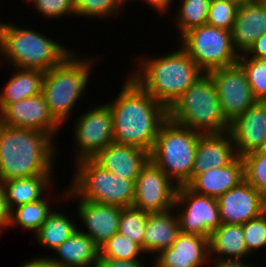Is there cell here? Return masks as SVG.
<instances>
[{
    "label": "cell",
    "instance_id": "1",
    "mask_svg": "<svg viewBox=\"0 0 266 267\" xmlns=\"http://www.w3.org/2000/svg\"><path fill=\"white\" fill-rule=\"evenodd\" d=\"M114 101L107 102L113 117V140L151 153L168 109L131 77L124 80Z\"/></svg>",
    "mask_w": 266,
    "mask_h": 267
},
{
    "label": "cell",
    "instance_id": "2",
    "mask_svg": "<svg viewBox=\"0 0 266 267\" xmlns=\"http://www.w3.org/2000/svg\"><path fill=\"white\" fill-rule=\"evenodd\" d=\"M50 135L0 124V182L52 174L57 152Z\"/></svg>",
    "mask_w": 266,
    "mask_h": 267
},
{
    "label": "cell",
    "instance_id": "3",
    "mask_svg": "<svg viewBox=\"0 0 266 267\" xmlns=\"http://www.w3.org/2000/svg\"><path fill=\"white\" fill-rule=\"evenodd\" d=\"M156 56L142 57L129 77L169 109L204 72L181 47Z\"/></svg>",
    "mask_w": 266,
    "mask_h": 267
},
{
    "label": "cell",
    "instance_id": "4",
    "mask_svg": "<svg viewBox=\"0 0 266 267\" xmlns=\"http://www.w3.org/2000/svg\"><path fill=\"white\" fill-rule=\"evenodd\" d=\"M73 51L37 30L0 21V59L10 67L46 72Z\"/></svg>",
    "mask_w": 266,
    "mask_h": 267
},
{
    "label": "cell",
    "instance_id": "5",
    "mask_svg": "<svg viewBox=\"0 0 266 267\" xmlns=\"http://www.w3.org/2000/svg\"><path fill=\"white\" fill-rule=\"evenodd\" d=\"M77 55L73 51L59 65L44 72L42 94L51 114L62 126L84 95L94 69L95 59Z\"/></svg>",
    "mask_w": 266,
    "mask_h": 267
},
{
    "label": "cell",
    "instance_id": "6",
    "mask_svg": "<svg viewBox=\"0 0 266 267\" xmlns=\"http://www.w3.org/2000/svg\"><path fill=\"white\" fill-rule=\"evenodd\" d=\"M74 165L73 181L63 190L62 200L74 198L121 208L133 206L136 180H125L93 159H83Z\"/></svg>",
    "mask_w": 266,
    "mask_h": 267
},
{
    "label": "cell",
    "instance_id": "7",
    "mask_svg": "<svg viewBox=\"0 0 266 267\" xmlns=\"http://www.w3.org/2000/svg\"><path fill=\"white\" fill-rule=\"evenodd\" d=\"M168 118L201 134L229 131L212 78L204 73L168 109Z\"/></svg>",
    "mask_w": 266,
    "mask_h": 267
},
{
    "label": "cell",
    "instance_id": "8",
    "mask_svg": "<svg viewBox=\"0 0 266 267\" xmlns=\"http://www.w3.org/2000/svg\"><path fill=\"white\" fill-rule=\"evenodd\" d=\"M200 134L169 118L159 129L150 160L177 186L186 185L192 178Z\"/></svg>",
    "mask_w": 266,
    "mask_h": 267
},
{
    "label": "cell",
    "instance_id": "9",
    "mask_svg": "<svg viewBox=\"0 0 266 267\" xmlns=\"http://www.w3.org/2000/svg\"><path fill=\"white\" fill-rule=\"evenodd\" d=\"M180 37V47L204 73L238 62L239 53L233 47L231 31L204 24Z\"/></svg>",
    "mask_w": 266,
    "mask_h": 267
},
{
    "label": "cell",
    "instance_id": "10",
    "mask_svg": "<svg viewBox=\"0 0 266 267\" xmlns=\"http://www.w3.org/2000/svg\"><path fill=\"white\" fill-rule=\"evenodd\" d=\"M173 209L181 233L210 238L211 233L221 225L217 199L195 193L186 185L178 186Z\"/></svg>",
    "mask_w": 266,
    "mask_h": 267
},
{
    "label": "cell",
    "instance_id": "11",
    "mask_svg": "<svg viewBox=\"0 0 266 267\" xmlns=\"http://www.w3.org/2000/svg\"><path fill=\"white\" fill-rule=\"evenodd\" d=\"M79 115L74 126V139L76 144V155L74 159L78 162L83 159L94 158L113 140V117L109 105L104 103L97 107L88 109Z\"/></svg>",
    "mask_w": 266,
    "mask_h": 267
},
{
    "label": "cell",
    "instance_id": "12",
    "mask_svg": "<svg viewBox=\"0 0 266 267\" xmlns=\"http://www.w3.org/2000/svg\"><path fill=\"white\" fill-rule=\"evenodd\" d=\"M207 74L212 78L222 113L229 123L257 101L253 96L246 73L238 62L214 69Z\"/></svg>",
    "mask_w": 266,
    "mask_h": 267
},
{
    "label": "cell",
    "instance_id": "13",
    "mask_svg": "<svg viewBox=\"0 0 266 267\" xmlns=\"http://www.w3.org/2000/svg\"><path fill=\"white\" fill-rule=\"evenodd\" d=\"M134 188L133 207L147 213L174 208L178 186L151 160L139 172Z\"/></svg>",
    "mask_w": 266,
    "mask_h": 267
},
{
    "label": "cell",
    "instance_id": "14",
    "mask_svg": "<svg viewBox=\"0 0 266 267\" xmlns=\"http://www.w3.org/2000/svg\"><path fill=\"white\" fill-rule=\"evenodd\" d=\"M0 124L42 131L53 139L62 126L51 114L42 93L12 104H0Z\"/></svg>",
    "mask_w": 266,
    "mask_h": 267
},
{
    "label": "cell",
    "instance_id": "15",
    "mask_svg": "<svg viewBox=\"0 0 266 267\" xmlns=\"http://www.w3.org/2000/svg\"><path fill=\"white\" fill-rule=\"evenodd\" d=\"M223 224H244L266 211V197L248 182L229 189L217 198Z\"/></svg>",
    "mask_w": 266,
    "mask_h": 267
},
{
    "label": "cell",
    "instance_id": "16",
    "mask_svg": "<svg viewBox=\"0 0 266 267\" xmlns=\"http://www.w3.org/2000/svg\"><path fill=\"white\" fill-rule=\"evenodd\" d=\"M237 156L266 149V101H256L229 127Z\"/></svg>",
    "mask_w": 266,
    "mask_h": 267
},
{
    "label": "cell",
    "instance_id": "17",
    "mask_svg": "<svg viewBox=\"0 0 266 267\" xmlns=\"http://www.w3.org/2000/svg\"><path fill=\"white\" fill-rule=\"evenodd\" d=\"M209 260L208 237L180 232L171 247L155 256L153 267H202Z\"/></svg>",
    "mask_w": 266,
    "mask_h": 267
},
{
    "label": "cell",
    "instance_id": "18",
    "mask_svg": "<svg viewBox=\"0 0 266 267\" xmlns=\"http://www.w3.org/2000/svg\"><path fill=\"white\" fill-rule=\"evenodd\" d=\"M77 216L81 218L83 230H78L93 239L100 248L115 233L118 232L119 219L123 208L95 203L86 200H79Z\"/></svg>",
    "mask_w": 266,
    "mask_h": 267
},
{
    "label": "cell",
    "instance_id": "19",
    "mask_svg": "<svg viewBox=\"0 0 266 267\" xmlns=\"http://www.w3.org/2000/svg\"><path fill=\"white\" fill-rule=\"evenodd\" d=\"M92 159L125 180H136L150 160V153L136 146L112 142Z\"/></svg>",
    "mask_w": 266,
    "mask_h": 267
},
{
    "label": "cell",
    "instance_id": "20",
    "mask_svg": "<svg viewBox=\"0 0 266 267\" xmlns=\"http://www.w3.org/2000/svg\"><path fill=\"white\" fill-rule=\"evenodd\" d=\"M264 33H266V4L245 0L239 5L231 30L233 47L239 55L244 54Z\"/></svg>",
    "mask_w": 266,
    "mask_h": 267
},
{
    "label": "cell",
    "instance_id": "21",
    "mask_svg": "<svg viewBox=\"0 0 266 267\" xmlns=\"http://www.w3.org/2000/svg\"><path fill=\"white\" fill-rule=\"evenodd\" d=\"M237 157L235 145L229 131L200 134L196 147L192 175L208 169L221 168Z\"/></svg>",
    "mask_w": 266,
    "mask_h": 267
},
{
    "label": "cell",
    "instance_id": "22",
    "mask_svg": "<svg viewBox=\"0 0 266 267\" xmlns=\"http://www.w3.org/2000/svg\"><path fill=\"white\" fill-rule=\"evenodd\" d=\"M244 180V164L237 156L230 164L192 175L186 186L195 193L218 198Z\"/></svg>",
    "mask_w": 266,
    "mask_h": 267
},
{
    "label": "cell",
    "instance_id": "23",
    "mask_svg": "<svg viewBox=\"0 0 266 267\" xmlns=\"http://www.w3.org/2000/svg\"><path fill=\"white\" fill-rule=\"evenodd\" d=\"M53 251L59 257L48 256L54 267H98L99 247L78 229Z\"/></svg>",
    "mask_w": 266,
    "mask_h": 267
},
{
    "label": "cell",
    "instance_id": "24",
    "mask_svg": "<svg viewBox=\"0 0 266 267\" xmlns=\"http://www.w3.org/2000/svg\"><path fill=\"white\" fill-rule=\"evenodd\" d=\"M174 209L166 212L148 213L143 237V252L156 255L172 246L180 233L177 214Z\"/></svg>",
    "mask_w": 266,
    "mask_h": 267
},
{
    "label": "cell",
    "instance_id": "25",
    "mask_svg": "<svg viewBox=\"0 0 266 267\" xmlns=\"http://www.w3.org/2000/svg\"><path fill=\"white\" fill-rule=\"evenodd\" d=\"M52 177V174H45L2 181L9 211L20 205L39 201L45 197L43 194L49 196L53 187Z\"/></svg>",
    "mask_w": 266,
    "mask_h": 267
},
{
    "label": "cell",
    "instance_id": "26",
    "mask_svg": "<svg viewBox=\"0 0 266 267\" xmlns=\"http://www.w3.org/2000/svg\"><path fill=\"white\" fill-rule=\"evenodd\" d=\"M210 257L242 260L250 256L243 237L241 224H223L209 238Z\"/></svg>",
    "mask_w": 266,
    "mask_h": 267
},
{
    "label": "cell",
    "instance_id": "27",
    "mask_svg": "<svg viewBox=\"0 0 266 267\" xmlns=\"http://www.w3.org/2000/svg\"><path fill=\"white\" fill-rule=\"evenodd\" d=\"M11 69L14 72L0 92V104H12L42 93L44 71L16 67Z\"/></svg>",
    "mask_w": 266,
    "mask_h": 267
},
{
    "label": "cell",
    "instance_id": "28",
    "mask_svg": "<svg viewBox=\"0 0 266 267\" xmlns=\"http://www.w3.org/2000/svg\"><path fill=\"white\" fill-rule=\"evenodd\" d=\"M76 225L75 222L73 223V219L70 220L64 213L53 210L40 226L34 238L38 244L53 251L78 229L79 225Z\"/></svg>",
    "mask_w": 266,
    "mask_h": 267
},
{
    "label": "cell",
    "instance_id": "29",
    "mask_svg": "<svg viewBox=\"0 0 266 267\" xmlns=\"http://www.w3.org/2000/svg\"><path fill=\"white\" fill-rule=\"evenodd\" d=\"M48 197L39 201L17 206L10 211L9 228L19 225L24 229L33 231L34 235L40 229V226L53 211L48 203Z\"/></svg>",
    "mask_w": 266,
    "mask_h": 267
},
{
    "label": "cell",
    "instance_id": "30",
    "mask_svg": "<svg viewBox=\"0 0 266 267\" xmlns=\"http://www.w3.org/2000/svg\"><path fill=\"white\" fill-rule=\"evenodd\" d=\"M176 12V25L181 35L187 30L207 24L211 0H180Z\"/></svg>",
    "mask_w": 266,
    "mask_h": 267
},
{
    "label": "cell",
    "instance_id": "31",
    "mask_svg": "<svg viewBox=\"0 0 266 267\" xmlns=\"http://www.w3.org/2000/svg\"><path fill=\"white\" fill-rule=\"evenodd\" d=\"M100 258H111L118 260L141 259L145 254L139 244L130 240L119 232L115 233L100 248ZM139 257V258H138Z\"/></svg>",
    "mask_w": 266,
    "mask_h": 267
},
{
    "label": "cell",
    "instance_id": "32",
    "mask_svg": "<svg viewBox=\"0 0 266 267\" xmlns=\"http://www.w3.org/2000/svg\"><path fill=\"white\" fill-rule=\"evenodd\" d=\"M147 214V212H143L133 206L125 207L121 211L118 225V232L139 244L142 250Z\"/></svg>",
    "mask_w": 266,
    "mask_h": 267
},
{
    "label": "cell",
    "instance_id": "33",
    "mask_svg": "<svg viewBox=\"0 0 266 267\" xmlns=\"http://www.w3.org/2000/svg\"><path fill=\"white\" fill-rule=\"evenodd\" d=\"M238 63L244 69L254 98L266 101V60L239 55Z\"/></svg>",
    "mask_w": 266,
    "mask_h": 267
},
{
    "label": "cell",
    "instance_id": "34",
    "mask_svg": "<svg viewBox=\"0 0 266 267\" xmlns=\"http://www.w3.org/2000/svg\"><path fill=\"white\" fill-rule=\"evenodd\" d=\"M244 180L266 197V149L242 157Z\"/></svg>",
    "mask_w": 266,
    "mask_h": 267
},
{
    "label": "cell",
    "instance_id": "35",
    "mask_svg": "<svg viewBox=\"0 0 266 267\" xmlns=\"http://www.w3.org/2000/svg\"><path fill=\"white\" fill-rule=\"evenodd\" d=\"M121 7L118 0H75V15L106 20V18H115L123 9Z\"/></svg>",
    "mask_w": 266,
    "mask_h": 267
},
{
    "label": "cell",
    "instance_id": "36",
    "mask_svg": "<svg viewBox=\"0 0 266 267\" xmlns=\"http://www.w3.org/2000/svg\"><path fill=\"white\" fill-rule=\"evenodd\" d=\"M241 3L224 0H211L208 10L207 24L231 31Z\"/></svg>",
    "mask_w": 266,
    "mask_h": 267
},
{
    "label": "cell",
    "instance_id": "37",
    "mask_svg": "<svg viewBox=\"0 0 266 267\" xmlns=\"http://www.w3.org/2000/svg\"><path fill=\"white\" fill-rule=\"evenodd\" d=\"M243 226V237L247 251L253 254L266 247V211L260 216L250 219Z\"/></svg>",
    "mask_w": 266,
    "mask_h": 267
},
{
    "label": "cell",
    "instance_id": "38",
    "mask_svg": "<svg viewBox=\"0 0 266 267\" xmlns=\"http://www.w3.org/2000/svg\"><path fill=\"white\" fill-rule=\"evenodd\" d=\"M31 2L37 13L47 19L75 15V0H25Z\"/></svg>",
    "mask_w": 266,
    "mask_h": 267
},
{
    "label": "cell",
    "instance_id": "39",
    "mask_svg": "<svg viewBox=\"0 0 266 267\" xmlns=\"http://www.w3.org/2000/svg\"><path fill=\"white\" fill-rule=\"evenodd\" d=\"M142 259L118 260L111 258H99L98 267H147Z\"/></svg>",
    "mask_w": 266,
    "mask_h": 267
},
{
    "label": "cell",
    "instance_id": "40",
    "mask_svg": "<svg viewBox=\"0 0 266 267\" xmlns=\"http://www.w3.org/2000/svg\"><path fill=\"white\" fill-rule=\"evenodd\" d=\"M244 55L248 58L266 60V33L258 37L249 50L244 53Z\"/></svg>",
    "mask_w": 266,
    "mask_h": 267
},
{
    "label": "cell",
    "instance_id": "41",
    "mask_svg": "<svg viewBox=\"0 0 266 267\" xmlns=\"http://www.w3.org/2000/svg\"><path fill=\"white\" fill-rule=\"evenodd\" d=\"M10 211L7 207L5 192L2 183L0 182V233L6 228L9 229Z\"/></svg>",
    "mask_w": 266,
    "mask_h": 267
},
{
    "label": "cell",
    "instance_id": "42",
    "mask_svg": "<svg viewBox=\"0 0 266 267\" xmlns=\"http://www.w3.org/2000/svg\"><path fill=\"white\" fill-rule=\"evenodd\" d=\"M147 3L151 8L157 10L159 14H168V10L171 8L170 5L175 4L174 0H139V2ZM145 1V2H144ZM156 8V9H155Z\"/></svg>",
    "mask_w": 266,
    "mask_h": 267
},
{
    "label": "cell",
    "instance_id": "43",
    "mask_svg": "<svg viewBox=\"0 0 266 267\" xmlns=\"http://www.w3.org/2000/svg\"><path fill=\"white\" fill-rule=\"evenodd\" d=\"M213 267H256L248 262L243 260H235V259H215L213 258ZM244 262V263H243Z\"/></svg>",
    "mask_w": 266,
    "mask_h": 267
},
{
    "label": "cell",
    "instance_id": "44",
    "mask_svg": "<svg viewBox=\"0 0 266 267\" xmlns=\"http://www.w3.org/2000/svg\"><path fill=\"white\" fill-rule=\"evenodd\" d=\"M19 267H54V265L49 261L48 256L36 257L30 259L28 262L23 263Z\"/></svg>",
    "mask_w": 266,
    "mask_h": 267
},
{
    "label": "cell",
    "instance_id": "45",
    "mask_svg": "<svg viewBox=\"0 0 266 267\" xmlns=\"http://www.w3.org/2000/svg\"><path fill=\"white\" fill-rule=\"evenodd\" d=\"M129 1H134V0H118V2L120 3V5L124 8V6L126 5V2L128 3ZM136 1V0H135ZM139 1V0H138ZM124 5V6H123Z\"/></svg>",
    "mask_w": 266,
    "mask_h": 267
},
{
    "label": "cell",
    "instance_id": "46",
    "mask_svg": "<svg viewBox=\"0 0 266 267\" xmlns=\"http://www.w3.org/2000/svg\"><path fill=\"white\" fill-rule=\"evenodd\" d=\"M224 1H228L231 3H243L245 0H224Z\"/></svg>",
    "mask_w": 266,
    "mask_h": 267
},
{
    "label": "cell",
    "instance_id": "47",
    "mask_svg": "<svg viewBox=\"0 0 266 267\" xmlns=\"http://www.w3.org/2000/svg\"><path fill=\"white\" fill-rule=\"evenodd\" d=\"M254 1L262 2V3L266 4V0H254Z\"/></svg>",
    "mask_w": 266,
    "mask_h": 267
}]
</instances>
